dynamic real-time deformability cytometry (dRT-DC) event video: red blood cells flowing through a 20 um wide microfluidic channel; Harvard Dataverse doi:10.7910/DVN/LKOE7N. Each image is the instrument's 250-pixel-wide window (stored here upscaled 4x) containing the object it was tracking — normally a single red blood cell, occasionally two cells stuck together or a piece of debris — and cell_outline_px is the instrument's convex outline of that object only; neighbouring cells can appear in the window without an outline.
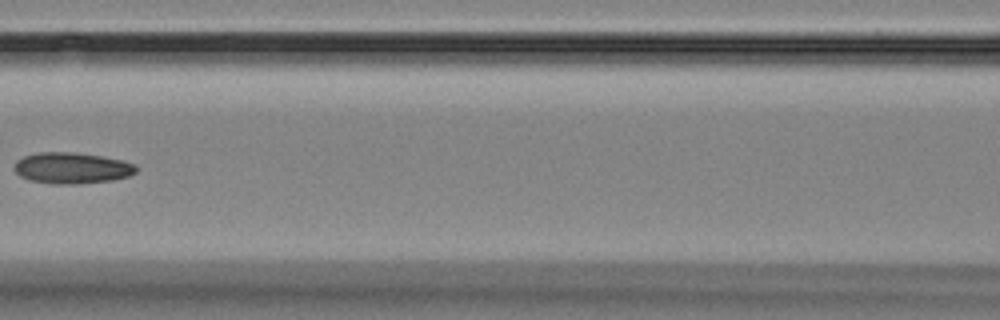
{"species": "Egyptian fruit bat (a non-hibernating species)", "species_latin": "Rousettus aegyptiacus", "temperature_condition": "room temperature", "stored_images_in_passage": 6, "camera_frame_rate_fps": 3000, "um_per_image_px": 0.085, "animal": {"sex": "female"}, "frame": {"image": 1, "passage_image": 5, "time_ms": 5.667, "image_size_px": [1000, 320], "cell_outline_px": [[136, 172], [128, 176], [112, 180], [80, 184], [52, 184], [28, 180], [20, 176], [12, 168], [16, 160], [24, 156], [40, 152], [76, 152], [124, 160], [136, 164]], "centroid_in_image_um": [6.09, 14.28], "position_along_channel_um": 160.5, "area_um2": 22.37}}
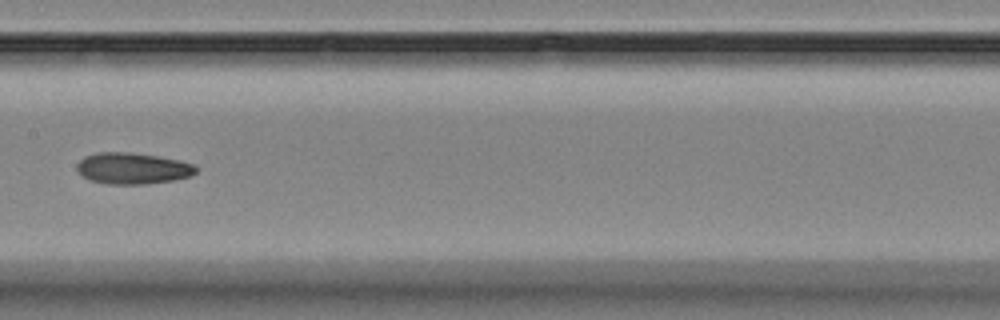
{"frame": {"image": 2, "passage_image": 6, "time_ms": 6.667, "image_size_px": [1000, 320], "cell_outline_px": [[196, 172], [192, 176], [172, 180], [148, 184], [108, 184], [88, 180], [76, 168], [76, 164], [84, 156], [96, 152], [128, 152], [156, 156], [180, 160], [192, 164], [196, 168]], "centroid_in_image_um": [11.25, 14.31], "position_along_channel_um": 196.1, "area_um2": 21.73}}